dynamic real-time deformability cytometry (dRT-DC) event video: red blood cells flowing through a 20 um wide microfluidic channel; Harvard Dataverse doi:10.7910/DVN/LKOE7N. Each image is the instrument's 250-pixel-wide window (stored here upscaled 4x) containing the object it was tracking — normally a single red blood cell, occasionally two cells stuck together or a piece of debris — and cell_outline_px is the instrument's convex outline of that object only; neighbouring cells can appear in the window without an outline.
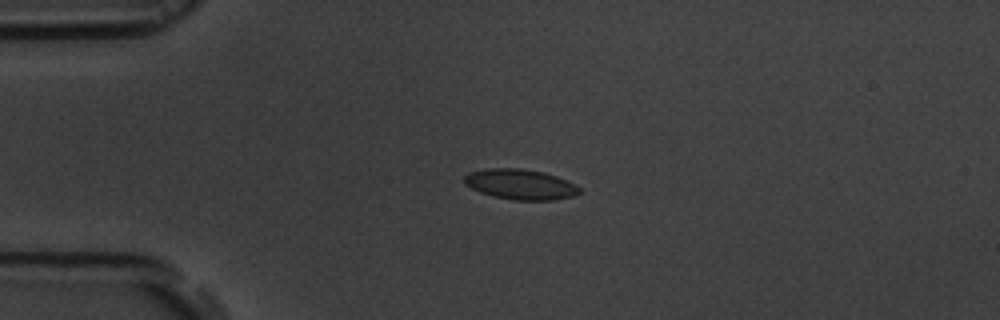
{"species": "common noctule bat (a hibernating species)", "species_latin": "Nyctalus noctula", "temperature_condition": "room temperature", "stored_images_in_passage": 5, "camera_frame_rate_fps": 3000, "um_per_image_px": 0.085, "animal": {"sex": "male", "body_mass_g": 19.5, "forearm_length_mm": 54.6}, "frame": {"image": 1, "passage_image": 4, "time_ms": 4.333, "image_size_px": [1000, 320], "cell_outline_px": [[580, 192], [572, 196], [552, 200], [516, 200], [492, 196], [480, 192], [464, 184], [464, 176], [468, 172], [488, 168], [520, 168], [544, 172], [556, 176], [576, 184], [580, 188]], "centroid_in_image_um": [44.21, 15.66], "position_along_channel_um": 40.8, "area_um2": 20.35}}